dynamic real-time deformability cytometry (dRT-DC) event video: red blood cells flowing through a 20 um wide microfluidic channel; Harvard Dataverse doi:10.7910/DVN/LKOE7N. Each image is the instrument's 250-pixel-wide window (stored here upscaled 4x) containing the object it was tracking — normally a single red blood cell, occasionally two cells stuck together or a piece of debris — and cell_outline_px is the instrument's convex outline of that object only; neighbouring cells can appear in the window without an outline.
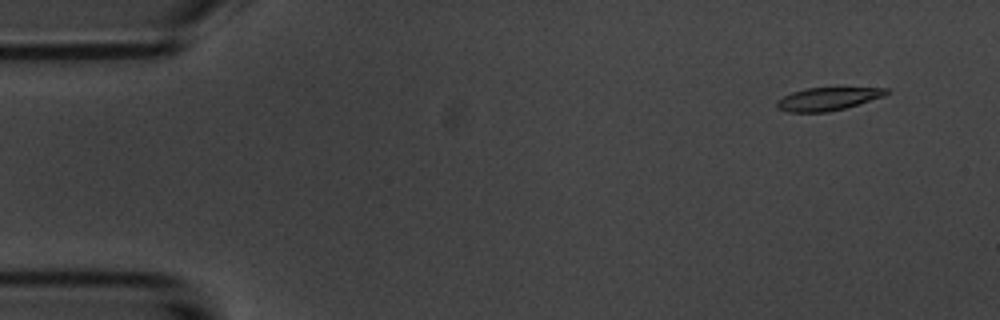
{"species": "common noctule bat (a hibernating species)", "species_latin": "Nyctalus noctula", "temperature_condition": "room temperature", "stored_images_in_passage": 14, "camera_frame_rate_fps": 3000, "um_per_image_px": 0.085, "animal": {"sex": "male", "body_mass_g": 20.1, "forearm_length_mm": 53.5}, "frame": {"image": 1, "passage_image": 1, "time_ms": 0.0, "image_size_px": [1000, 320], "cell_outline_px": [[888, 92], [884, 96], [844, 108], [828, 112], [788, 112], [776, 108], [776, 100], [792, 92], [804, 88], [836, 84], [840, 84], [888, 88]], "centroid_in_image_um": [70.4, 8.33], "position_along_channel_um": 14.6, "area_um2": 15.78}}
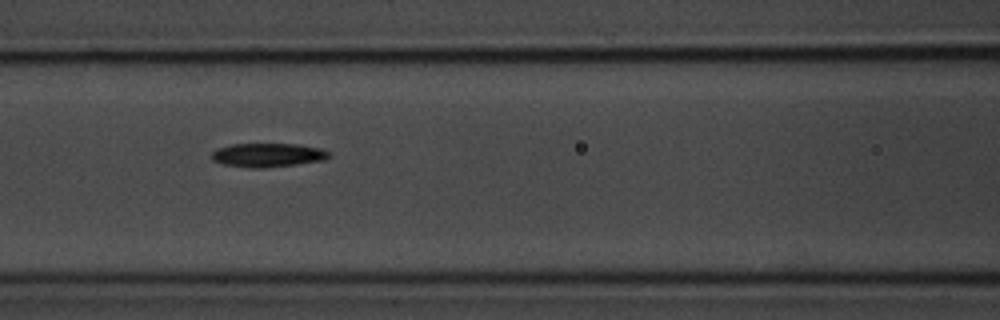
{"frame": {"image": 2, "passage_image": 6, "time_ms": 6.333, "image_size_px": [1000, 320], "cell_outline_px": [[332, 156], [324, 160], [296, 164], [264, 168], [252, 168], [224, 164], [212, 160], [212, 152], [216, 148], [232, 144], [300, 144], [320, 148], [328, 152]], "centroid_in_image_um": [22.77, 13.17], "position_along_channel_um": 143.8, "area_um2": 16.3}}
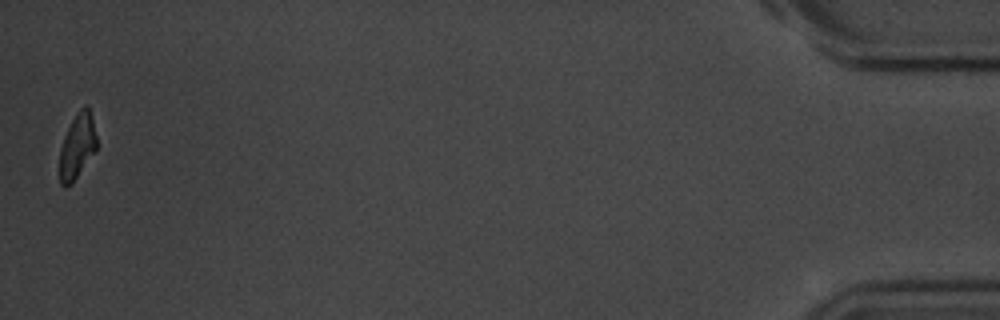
{"frame": {"image": 3, "passage_image": 14, "time_ms": 16.667, "image_size_px": [1000, 320], "cell_outline_px": [[96, 152], [72, 184], [64, 188], [60, 184], [60, 148], [64, 136], [76, 112], [84, 104], [88, 104], [92, 116], [96, 136]], "centroid_in_image_um": [6.58, 12.43], "position_along_channel_um": 428.6, "area_um2": 14.33}, "authors_computed_cell_mechanics": {"area_um2": 15.8372, "velocity_mm_per_s": 3.6548, "shape_relaxation_time_tau1_ms": 2.1054, "shape_relaxation_time_tau2_ms": null, "deformation_change_tau1": 0.1194, "deformation_change_tau2": null}}